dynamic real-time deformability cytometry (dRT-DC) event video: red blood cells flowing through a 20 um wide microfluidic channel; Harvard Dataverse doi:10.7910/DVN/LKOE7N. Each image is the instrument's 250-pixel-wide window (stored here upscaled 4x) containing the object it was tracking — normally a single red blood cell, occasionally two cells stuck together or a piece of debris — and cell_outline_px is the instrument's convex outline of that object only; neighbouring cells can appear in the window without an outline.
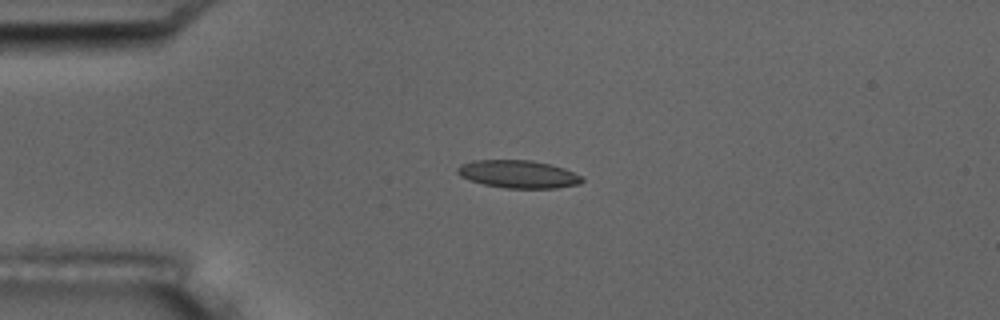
{"species": "common noctule bat (a hibernating species)", "species_latin": "Nyctalus noctula", "temperature_condition": "room temperature", "stored_images_in_passage": 6, "camera_frame_rate_fps": 3000, "um_per_image_px": 0.085, "animal": {"sex": "male", "body_mass_g": 17.5, "forearm_length_mm": 52.3}, "frame": {"image": 1, "passage_image": 1, "time_ms": 0.0, "image_size_px": [1000, 320], "cell_outline_px": [[584, 180], [580, 184], [556, 188], [504, 188], [484, 184], [468, 180], [460, 176], [456, 172], [456, 168], [460, 164], [472, 160], [532, 160], [564, 168], [584, 176]], "centroid_in_image_um": [44.04, 14.8], "position_along_channel_um": 41.0, "area_um2": 20.4}}
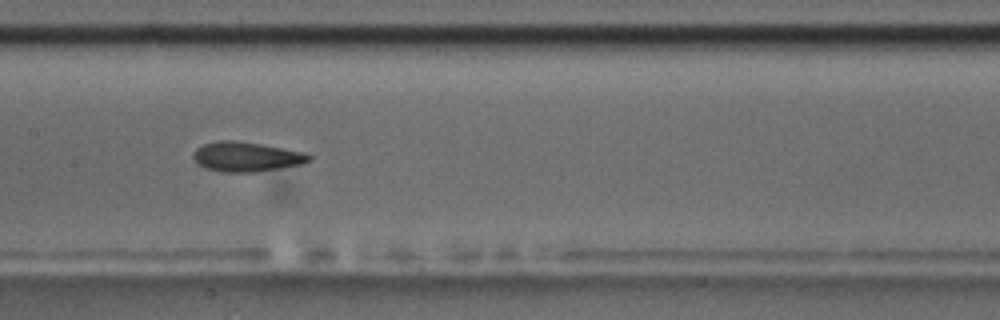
{"frame": {"image": 2, "passage_image": 5, "time_ms": 4.667, "image_size_px": [1000, 320], "cell_outline_px": [[312, 160], [300, 164], [252, 172], [220, 172], [204, 168], [192, 156], [196, 148], [204, 144], [220, 140], [232, 140], [260, 144], [308, 152], [312, 156]], "centroid_in_image_um": [20.96, 13.31], "position_along_channel_um": 186.4, "area_um2": 19.88}}
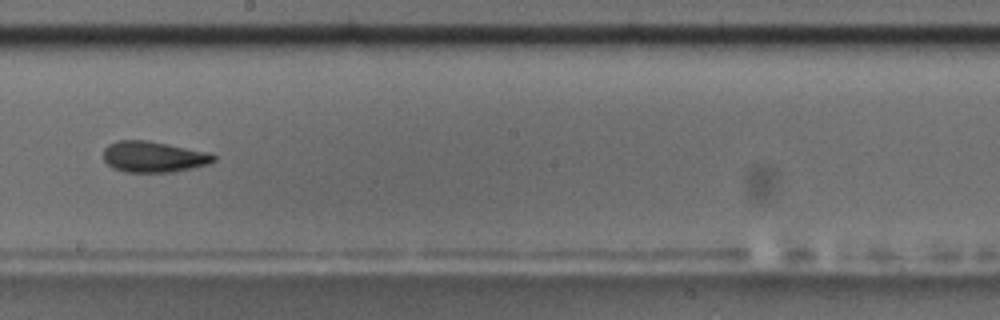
{"frame": {"image": 3, "passage_image": 6, "time_ms": 6.0, "image_size_px": [1000, 320], "cell_outline_px": [[216, 160], [208, 164], [192, 168], [172, 172], [124, 172], [112, 168], [104, 160], [104, 148], [108, 144], [120, 140], [144, 140], [208, 152], [216, 156]], "centroid_in_image_um": [13.03, 13.34], "position_along_channel_um": 235.2, "area_um2": 19.77}}